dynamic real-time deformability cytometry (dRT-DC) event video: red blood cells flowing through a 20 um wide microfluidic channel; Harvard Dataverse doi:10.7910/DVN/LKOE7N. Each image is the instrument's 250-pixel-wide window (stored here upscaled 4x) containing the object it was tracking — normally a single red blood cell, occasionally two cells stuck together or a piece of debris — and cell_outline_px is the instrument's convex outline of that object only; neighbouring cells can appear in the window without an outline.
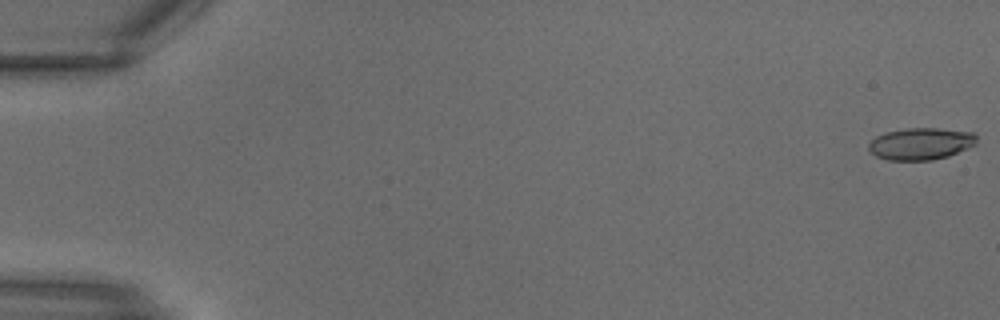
{"species": "common noctule bat (a hibernating species)", "species_latin": "Nyctalus noctula", "temperature_condition": "warm", "stored_images_in_passage": 12, "camera_frame_rate_fps": 3000, "um_per_image_px": 0.085, "animal": {"sex": "male", "body_mass_g": 18.8}, "frame": {"image": 1, "passage_image": 1, "time_ms": 0.0, "image_size_px": [1000, 320], "cell_outline_px": [[976, 144], [948, 156], [932, 160], [888, 160], [876, 156], [868, 148], [868, 144], [876, 136], [884, 132], [904, 128], [940, 128], [972, 132], [976, 136]], "centroid_in_image_um": [78.25, 12.21], "position_along_channel_um": 6.8, "area_um2": 20.11}}
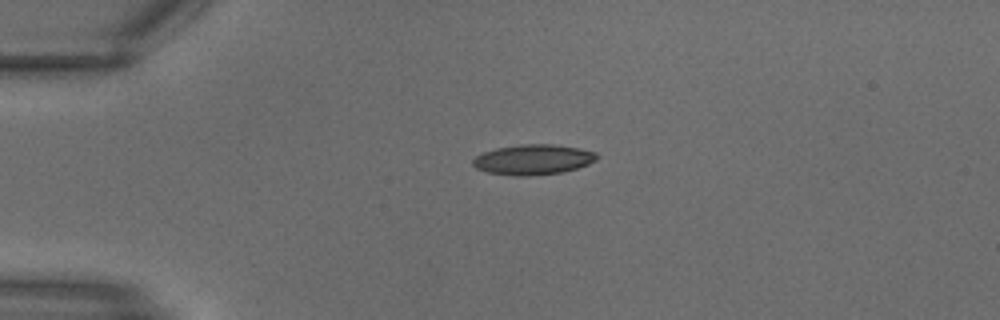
{"frame": {"image": 2, "passage_image": 8, "time_ms": 2.333, "image_size_px": [1000, 320], "cell_outline_px": [[600, 156], [596, 160], [588, 164], [564, 172], [528, 176], [516, 176], [488, 172], [476, 168], [472, 164], [472, 160], [476, 156], [484, 152], [496, 148], [520, 144], [552, 144], [576, 148], [596, 152]], "centroid_in_image_um": [45.32, 13.56], "position_along_channel_um": 39.7, "area_um2": 21.79}}
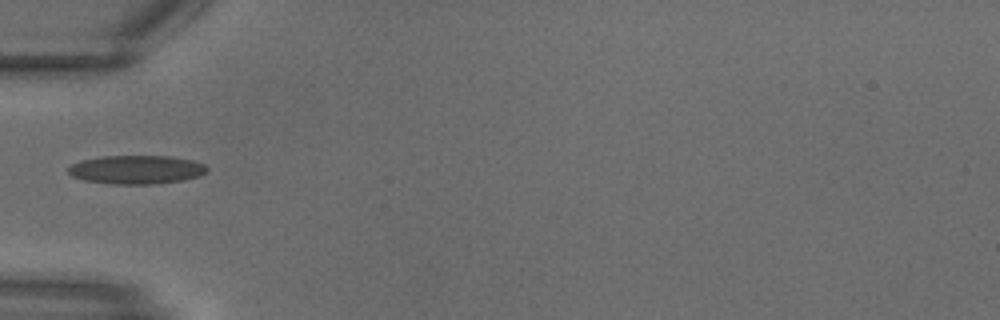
{"frame": {"image": 3, "passage_image": 11, "time_ms": 3.333, "image_size_px": [1000, 320], "cell_outline_px": [[208, 168], [200, 176], [180, 180], [152, 184], [112, 184], [84, 180], [72, 176], [68, 172], [68, 168], [72, 164], [80, 160], [104, 156], [168, 156], [192, 160], [204, 164]], "centroid_in_image_um": [11.57, 14.41], "position_along_channel_um": 73.4, "area_um2": 23.0}}